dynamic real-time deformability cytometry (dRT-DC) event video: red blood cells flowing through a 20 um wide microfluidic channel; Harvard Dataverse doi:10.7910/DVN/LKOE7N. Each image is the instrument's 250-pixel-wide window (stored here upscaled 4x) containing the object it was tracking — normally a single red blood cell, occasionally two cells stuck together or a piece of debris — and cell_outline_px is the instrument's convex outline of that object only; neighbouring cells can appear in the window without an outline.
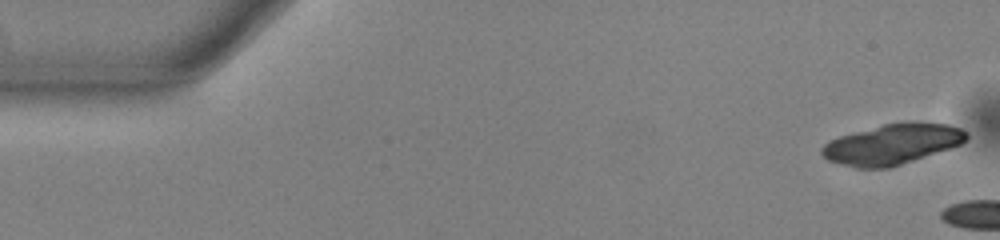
{"species": "common noctule bat (a hibernating species)", "species_latin": "Nyctalus noctula", "temperature_condition": "warm", "stored_images_in_passage": 6, "camera_frame_rate_fps": 3000, "um_per_image_px": 0.085, "animal": {"sex": "male", "body_mass_g": 13.0, "forearm_length_mm": 53.1}, "frame": {"image": 1, "passage_image": 1, "time_ms": 0.0, "image_size_px": [1000, 240], "cell_outline_px": [[968, 140], [960, 144], [888, 168], [856, 168], [840, 164], [828, 160], [820, 152], [820, 148], [824, 144], [840, 136], [884, 124], [908, 120], [912, 120], [948, 124], [960, 128], [968, 136]], "centroid_in_image_um": [75.83, 12.23], "position_along_channel_um": 9.2, "area_um2": 33.81}}